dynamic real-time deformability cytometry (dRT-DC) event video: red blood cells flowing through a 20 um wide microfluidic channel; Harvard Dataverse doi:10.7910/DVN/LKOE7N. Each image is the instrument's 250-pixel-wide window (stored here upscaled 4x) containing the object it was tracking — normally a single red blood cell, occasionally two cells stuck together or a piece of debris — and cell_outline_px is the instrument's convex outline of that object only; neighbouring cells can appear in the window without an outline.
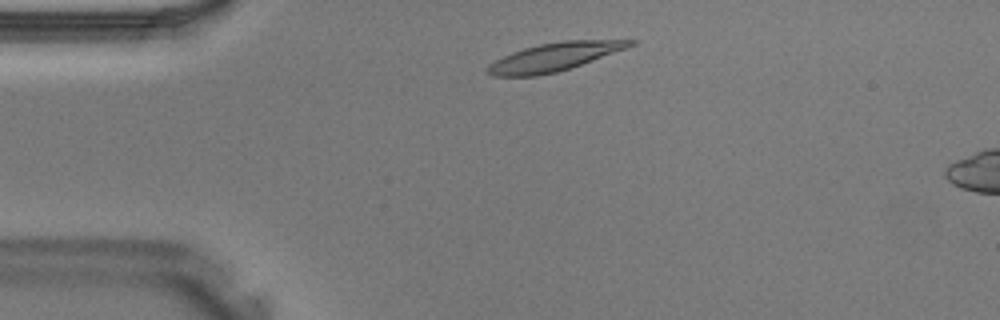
{"species": "Egyptian fruit bat (a non-hibernating species)", "species_latin": "Rousettus aegyptiacus", "temperature_condition": "warm", "stored_images_in_passage": 7, "camera_frame_rate_fps": 3000, "um_per_image_px": 0.085, "animal": {"sex": "male"}, "frame": {"image": 1, "passage_image": 3, "time_ms": 0.667, "image_size_px": [1000, 320], "cell_outline_px": [[640, 40], [636, 44], [592, 60], [556, 72], [536, 76], [492, 76], [484, 72], [484, 68], [488, 64], [512, 52], [524, 48], [540, 44], [564, 40]], "centroid_in_image_um": [47.04, 4.84], "position_along_channel_um": 38.0, "area_um2": 23.18}}